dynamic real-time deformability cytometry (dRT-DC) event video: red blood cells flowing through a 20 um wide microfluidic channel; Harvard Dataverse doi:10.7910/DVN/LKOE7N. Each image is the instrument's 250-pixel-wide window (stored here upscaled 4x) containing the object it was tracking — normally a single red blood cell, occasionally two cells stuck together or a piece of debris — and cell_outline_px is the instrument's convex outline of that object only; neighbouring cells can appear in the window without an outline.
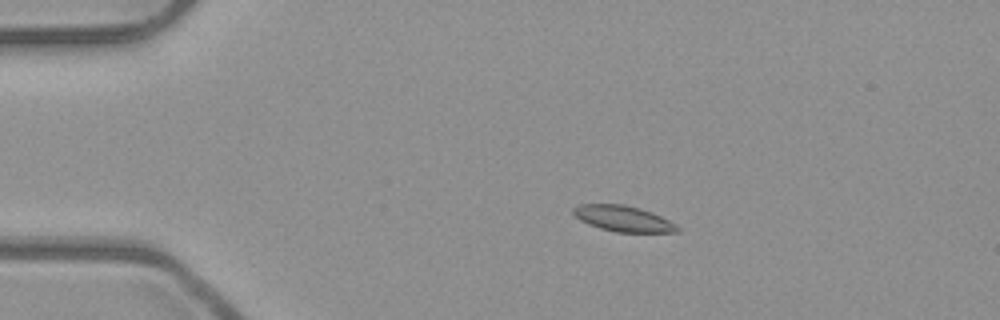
{"species": "common noctule bat (a hibernating species)", "species_latin": "Nyctalus noctula", "temperature_condition": "room temperature", "stored_images_in_passage": 53, "camera_frame_rate_fps": 3000, "um_per_image_px": 0.085, "animal": {"sex": "male", "body_mass_g": 23.1, "forearm_length_mm": 52.7}, "frame": {"image": 1, "passage_image": 11, "time_ms": 3.333, "image_size_px": [1000, 320], "cell_outline_px": [[680, 232], [616, 232], [600, 228], [588, 224], [580, 220], [572, 212], [572, 208], [580, 204], [624, 204], [640, 208], [652, 212], [676, 224], [680, 228]], "centroid_in_image_um": [52.97, 18.58], "position_along_channel_um": 32.0, "area_um2": 15.66}}
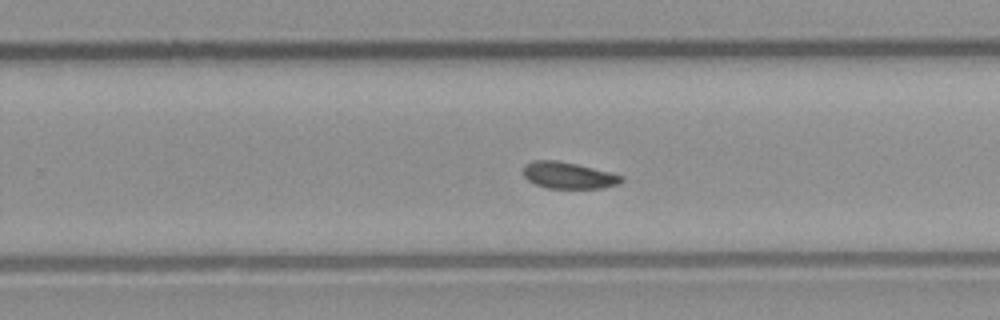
{"frame": {"image": 2, "passage_image": 34, "time_ms": 11.0, "image_size_px": [1000, 320], "cell_outline_px": [[624, 180], [620, 184], [604, 188], [544, 188], [528, 180], [524, 176], [524, 164], [532, 160], [556, 160], [576, 164], [624, 176]], "centroid_in_image_um": [48.31, 14.91], "position_along_channel_um": 281.5, "area_um2": 15.2}}
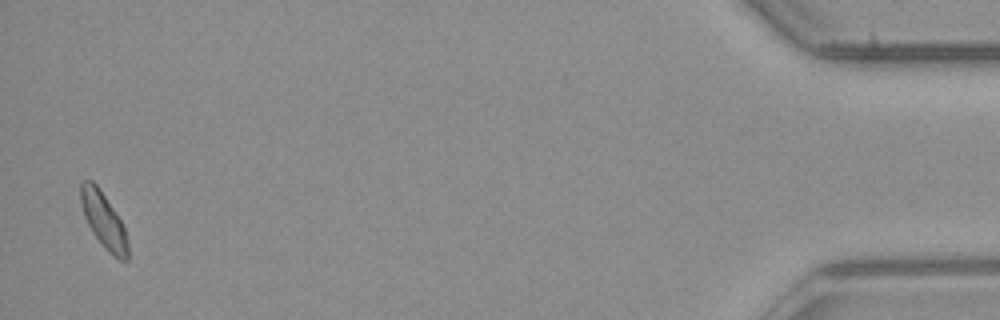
{"frame": {"image": 3, "passage_image": 52, "time_ms": 17.0, "image_size_px": [1000, 320], "cell_outline_px": [[128, 260], [120, 260], [92, 232], [84, 216], [80, 200], [80, 184], [84, 180], [92, 180], [100, 188], [120, 220], [124, 228], [128, 240]], "centroid_in_image_um": [8.79, 18.65], "position_along_channel_um": 426.4, "area_um2": 14.74}, "authors_computed_cell_mechanics": {"area_um2": 15.5482, "velocity_mm_per_s": 3.9526, "shape_relaxation_time_tau1_ms": 6.7798, "shape_relaxation_time_tau2_ms": 9.4443, "deformation_change_tau1": 0.0864, "deformation_change_tau2": 0.1212}}